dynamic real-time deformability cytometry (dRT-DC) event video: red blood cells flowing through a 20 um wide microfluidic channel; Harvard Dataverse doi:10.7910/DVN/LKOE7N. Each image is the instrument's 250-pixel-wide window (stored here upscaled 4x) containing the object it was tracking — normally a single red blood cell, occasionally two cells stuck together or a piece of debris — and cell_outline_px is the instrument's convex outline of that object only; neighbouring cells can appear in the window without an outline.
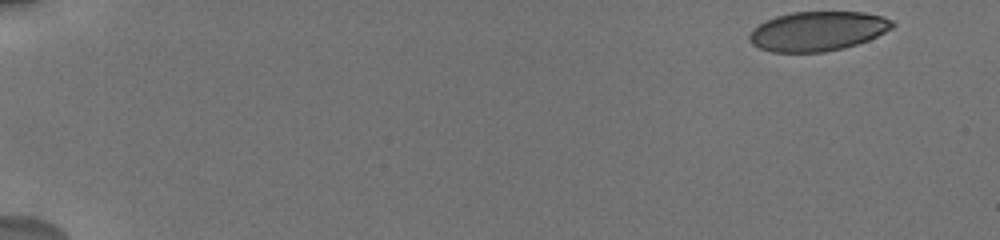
{"species": "human", "species_latin": "Homo sapiens", "temperature_condition": "cold", "stored_images_in_passage": 44, "camera_frame_rate_fps": 3000, "um_per_image_px": 0.085, "donor": {"sex": "male"}, "frame": {"image": 1, "passage_image": 1, "time_ms": 0.0, "image_size_px": [1000, 240], "cell_outline_px": [[896, 24], [892, 28], [868, 40], [844, 48], [824, 52], [772, 52], [760, 48], [752, 44], [748, 40], [748, 36], [752, 28], [776, 16], [792, 12], [864, 12], [884, 16], [892, 20]], "centroid_in_image_um": [69.5, 2.65], "position_along_channel_um": 15.5, "area_um2": 32.95}}
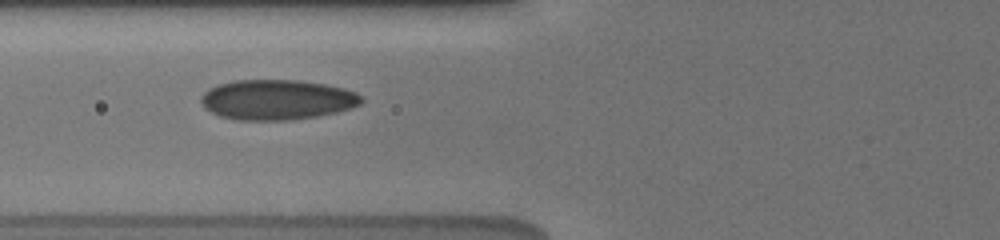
{"frame": {"image": 2, "passage_image": 17, "time_ms": 6.667, "image_size_px": [1000, 240], "cell_outline_px": [[364, 100], [360, 104], [336, 112], [316, 116], [292, 120], [236, 120], [220, 116], [204, 108], [200, 100], [200, 96], [208, 88], [220, 84], [236, 80], [300, 80], [324, 84], [344, 88], [356, 92], [364, 96]], "centroid_in_image_um": [23.54, 8.47], "position_along_channel_um": 102.3, "area_um2": 37.63}}
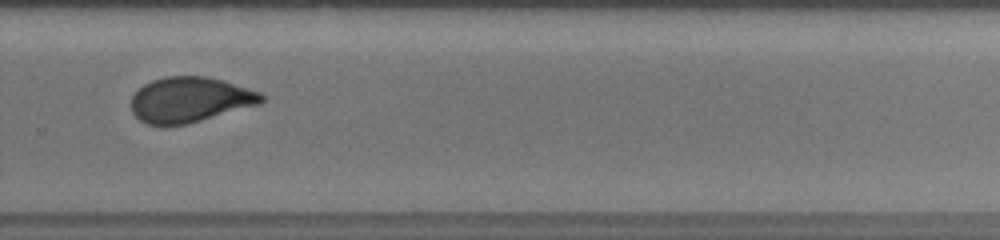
{"frame": {"image": 3, "passage_image": 32, "time_ms": 12.333, "image_size_px": [1000, 240], "cell_outline_px": [[264, 100], [260, 104], [188, 124], [148, 124], [140, 120], [132, 112], [132, 96], [144, 84], [152, 80], [164, 76], [204, 76], [224, 80], [260, 92], [264, 96]], "centroid_in_image_um": [16.17, 8.46], "position_along_channel_um": 313.6, "area_um2": 34.22}, "authors_computed_cell_mechanics": {"area_um2": 34.7956, "velocity_mm_per_s": 3.7386, "shape_relaxation_time_tau1_ms": 8.7325, "shape_relaxation_time_tau2_ms": 0.9885, "deformation_change_tau1": 0.1891, "deformation_change_tau2": 0.0545}}